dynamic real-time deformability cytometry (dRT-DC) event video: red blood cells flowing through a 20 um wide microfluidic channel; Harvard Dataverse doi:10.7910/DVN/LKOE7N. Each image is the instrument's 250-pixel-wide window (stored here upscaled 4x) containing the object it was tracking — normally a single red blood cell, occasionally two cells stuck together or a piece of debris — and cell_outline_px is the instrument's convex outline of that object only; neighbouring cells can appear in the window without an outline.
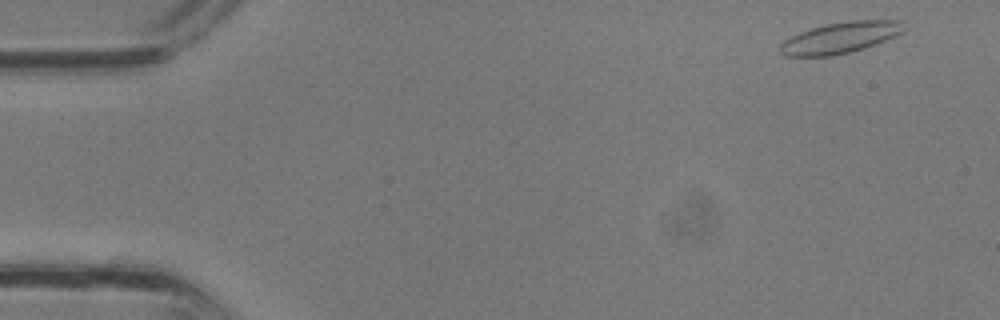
{"species": "common noctule bat (a hibernating species)", "species_latin": "Nyctalus noctula", "temperature_condition": "room temperature", "stored_images_in_passage": 35, "camera_frame_rate_fps": 3000, "um_per_image_px": 0.085, "animal": {"sex": "male", "body_mass_g": 13.3}, "frame": {"image": 1, "passage_image": 2, "time_ms": 0.333, "image_size_px": [1000, 320], "cell_outline_px": [[904, 32], [864, 48], [852, 52], [832, 56], [784, 56], [780, 52], [780, 44], [784, 40], [800, 32], [824, 24], [848, 20], [900, 20], [904, 28]], "centroid_in_image_um": [71.41, 3.2], "position_along_channel_um": 13.6, "area_um2": 22.43}}
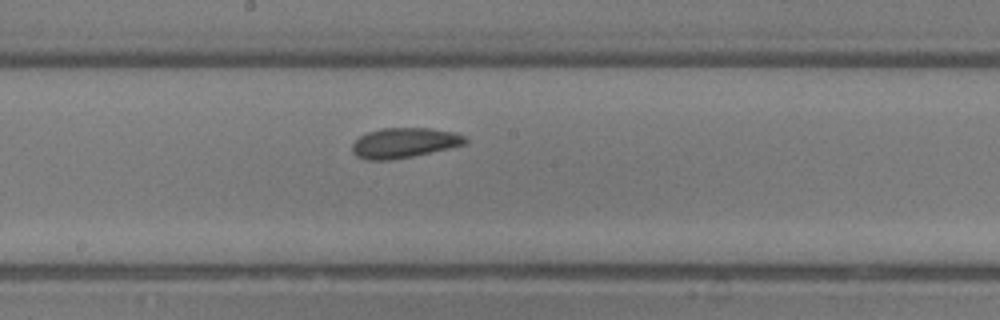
{"frame": {"image": 2, "passage_image": 19, "time_ms": 6.0, "image_size_px": [1000, 320], "cell_outline_px": [[468, 144], [412, 156], [392, 160], [368, 160], [356, 156], [352, 152], [352, 144], [360, 136], [368, 132], [384, 128], [432, 128], [456, 132], [464, 136], [468, 140]], "centroid_in_image_um": [34.38, 12.14], "position_along_channel_um": 213.8, "area_um2": 19.88}}
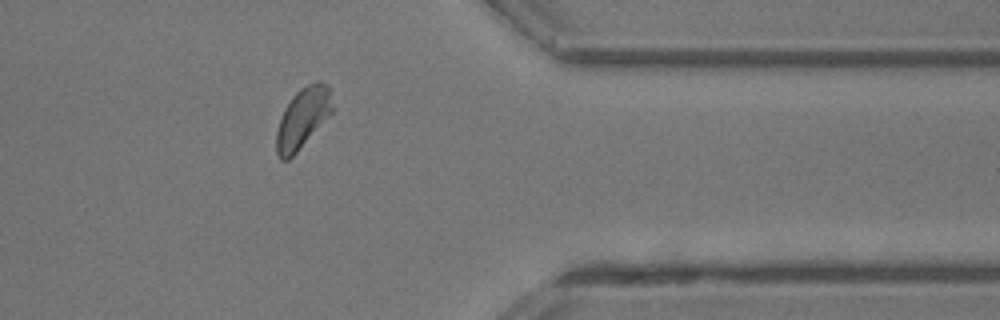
{"frame": {"image": 3, "passage_image": 29, "time_ms": 9.333, "image_size_px": [1000, 320], "cell_outline_px": [[336, 108], [296, 152], [288, 160], [280, 160], [276, 152], [276, 132], [284, 108], [292, 96], [300, 88], [316, 80], [320, 80], [328, 84]], "centroid_in_image_um": [25.76, 9.98], "position_along_channel_um": 385.6, "area_um2": 19.88}}